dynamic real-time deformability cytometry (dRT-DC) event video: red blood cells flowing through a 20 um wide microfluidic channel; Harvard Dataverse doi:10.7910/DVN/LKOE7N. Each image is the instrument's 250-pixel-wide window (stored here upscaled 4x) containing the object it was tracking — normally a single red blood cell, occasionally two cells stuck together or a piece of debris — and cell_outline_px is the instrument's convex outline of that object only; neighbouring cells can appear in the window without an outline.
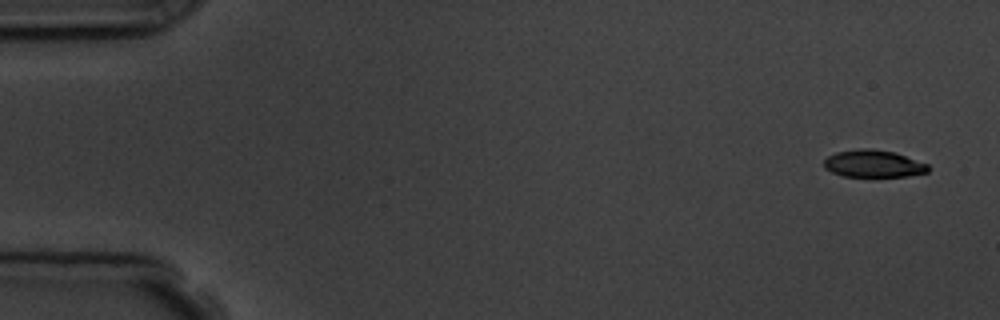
{"species": "common noctule bat (a hibernating species)", "species_latin": "Nyctalus noctula", "temperature_condition": "room temperature", "stored_images_in_passage": 4, "camera_frame_rate_fps": 3000, "um_per_image_px": 0.085, "animal": {"sex": "male", "body_mass_g": 19.5, "forearm_length_mm": 54.6}, "frame": {"image": 1, "passage_image": 1, "time_ms": 0.0, "image_size_px": [1000, 320], "cell_outline_px": [[928, 172], [908, 176], [844, 176], [832, 172], [824, 168], [824, 160], [828, 156], [836, 152], [860, 148], [872, 148], [892, 152], [928, 164]], "centroid_in_image_um": [74.21, 13.91], "position_along_channel_um": 10.8, "area_um2": 16.36}}